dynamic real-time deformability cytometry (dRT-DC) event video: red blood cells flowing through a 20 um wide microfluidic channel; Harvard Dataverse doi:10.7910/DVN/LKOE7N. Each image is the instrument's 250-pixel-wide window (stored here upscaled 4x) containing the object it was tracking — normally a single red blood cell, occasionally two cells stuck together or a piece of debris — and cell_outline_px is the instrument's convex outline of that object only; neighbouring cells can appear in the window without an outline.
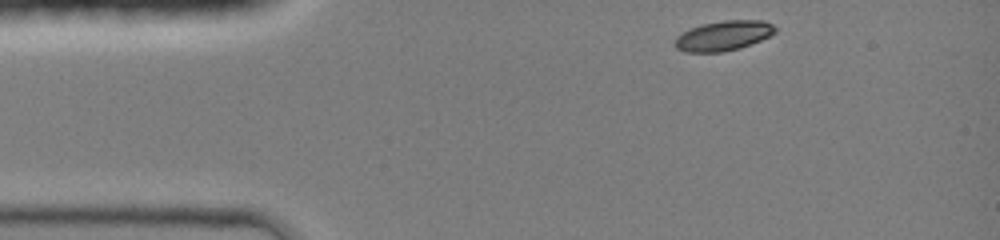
{"species": "common noctule bat (a hibernating species)", "species_latin": "Nyctalus noctula", "temperature_condition": "room temperature", "stored_images_in_passage": 35, "camera_frame_rate_fps": 3000, "um_per_image_px": 0.085, "animal": {"sex": "female", "body_mass_g": 19.0, "forearm_length_mm": 51.5}, "frame": {"image": 1, "passage_image": 1, "time_ms": 0.0, "image_size_px": [1000, 240], "cell_outline_px": [[776, 32], [760, 40], [740, 48], [720, 52], [684, 52], [676, 48], [676, 36], [688, 28], [704, 24], [724, 20], [764, 20], [772, 24], [776, 28]], "centroid_in_image_um": [61.48, 3.03], "position_along_channel_um": 23.5, "area_um2": 17.4}}
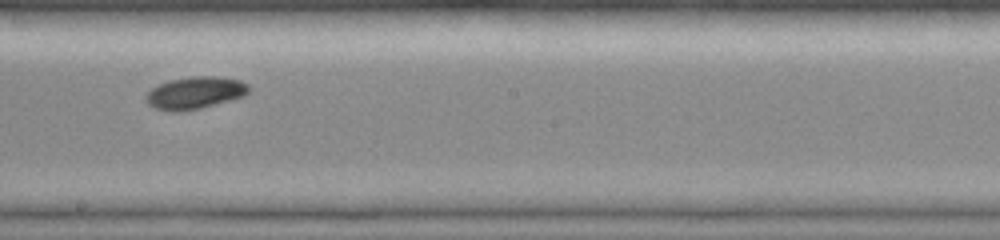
{"frame": {"image": 2, "passage_image": 20, "time_ms": 6.333, "image_size_px": [1000, 240], "cell_outline_px": [[248, 92], [244, 96], [200, 108], [180, 112], [172, 112], [156, 108], [148, 104], [144, 100], [144, 96], [152, 88], [168, 80], [192, 76], [216, 76], [240, 80], [248, 84]], "centroid_in_image_um": [16.54, 7.89], "position_along_channel_um": 231.7, "area_um2": 19.31}}
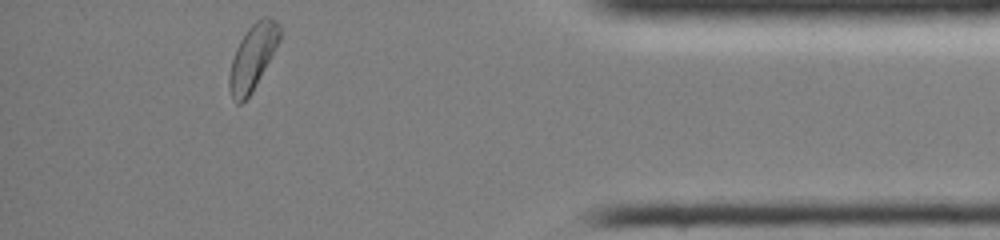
{"frame": {"image": 3, "passage_image": 35, "time_ms": 11.333, "image_size_px": [1000, 240], "cell_outline_px": [[280, 40], [252, 92], [240, 104], [236, 104], [232, 100], [228, 88], [228, 76], [232, 60], [236, 48], [240, 40], [248, 28], [256, 20], [264, 16], [268, 16], [280, 28]], "centroid_in_image_um": [21.44, 4.9], "position_along_channel_um": 413.8, "area_um2": 18.96}, "authors_computed_cell_mechanics": {"area_um2": 18.496, "velocity_mm_per_s": 4.2057, "shape_relaxation_time_tau1_ms": 1.7209, "shape_relaxation_time_tau2_ms": null, "deformation_change_tau1": 0.1108, "deformation_change_tau2": null}}